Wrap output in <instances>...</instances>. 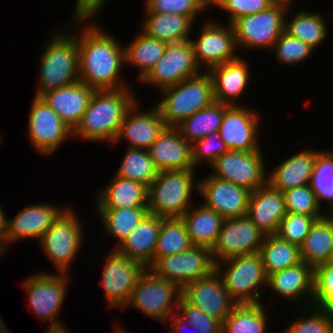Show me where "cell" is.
<instances>
[{
    "instance_id": "obj_12",
    "label": "cell",
    "mask_w": 333,
    "mask_h": 333,
    "mask_svg": "<svg viewBox=\"0 0 333 333\" xmlns=\"http://www.w3.org/2000/svg\"><path fill=\"white\" fill-rule=\"evenodd\" d=\"M200 73L192 44L185 40L169 43L163 56L140 83L155 85L160 92Z\"/></svg>"
},
{
    "instance_id": "obj_45",
    "label": "cell",
    "mask_w": 333,
    "mask_h": 333,
    "mask_svg": "<svg viewBox=\"0 0 333 333\" xmlns=\"http://www.w3.org/2000/svg\"><path fill=\"white\" fill-rule=\"evenodd\" d=\"M287 213L304 214L311 217H324L310 185L288 189L283 192Z\"/></svg>"
},
{
    "instance_id": "obj_10",
    "label": "cell",
    "mask_w": 333,
    "mask_h": 333,
    "mask_svg": "<svg viewBox=\"0 0 333 333\" xmlns=\"http://www.w3.org/2000/svg\"><path fill=\"white\" fill-rule=\"evenodd\" d=\"M149 269L182 289L185 285L210 275L215 270V263L211 249L192 246L181 253L158 258Z\"/></svg>"
},
{
    "instance_id": "obj_44",
    "label": "cell",
    "mask_w": 333,
    "mask_h": 333,
    "mask_svg": "<svg viewBox=\"0 0 333 333\" xmlns=\"http://www.w3.org/2000/svg\"><path fill=\"white\" fill-rule=\"evenodd\" d=\"M145 13L178 14L194 23L197 16L210 6V0H145Z\"/></svg>"
},
{
    "instance_id": "obj_50",
    "label": "cell",
    "mask_w": 333,
    "mask_h": 333,
    "mask_svg": "<svg viewBox=\"0 0 333 333\" xmlns=\"http://www.w3.org/2000/svg\"><path fill=\"white\" fill-rule=\"evenodd\" d=\"M176 313L200 333H221L222 324L219 321L206 315L200 308L188 304L182 297L178 301Z\"/></svg>"
},
{
    "instance_id": "obj_1",
    "label": "cell",
    "mask_w": 333,
    "mask_h": 333,
    "mask_svg": "<svg viewBox=\"0 0 333 333\" xmlns=\"http://www.w3.org/2000/svg\"><path fill=\"white\" fill-rule=\"evenodd\" d=\"M73 24L82 26L78 33L79 81L95 90L129 87L119 76L125 64L122 44L93 22Z\"/></svg>"
},
{
    "instance_id": "obj_47",
    "label": "cell",
    "mask_w": 333,
    "mask_h": 333,
    "mask_svg": "<svg viewBox=\"0 0 333 333\" xmlns=\"http://www.w3.org/2000/svg\"><path fill=\"white\" fill-rule=\"evenodd\" d=\"M272 50L276 51L275 56L279 63L290 66L305 61L314 51L308 44L290 36L285 31L279 36Z\"/></svg>"
},
{
    "instance_id": "obj_20",
    "label": "cell",
    "mask_w": 333,
    "mask_h": 333,
    "mask_svg": "<svg viewBox=\"0 0 333 333\" xmlns=\"http://www.w3.org/2000/svg\"><path fill=\"white\" fill-rule=\"evenodd\" d=\"M259 114L246 106L230 105L224 112L220 137L229 150L258 151Z\"/></svg>"
},
{
    "instance_id": "obj_3",
    "label": "cell",
    "mask_w": 333,
    "mask_h": 333,
    "mask_svg": "<svg viewBox=\"0 0 333 333\" xmlns=\"http://www.w3.org/2000/svg\"><path fill=\"white\" fill-rule=\"evenodd\" d=\"M57 32L43 49L35 97L79 81L78 31ZM76 34V35H75Z\"/></svg>"
},
{
    "instance_id": "obj_49",
    "label": "cell",
    "mask_w": 333,
    "mask_h": 333,
    "mask_svg": "<svg viewBox=\"0 0 333 333\" xmlns=\"http://www.w3.org/2000/svg\"><path fill=\"white\" fill-rule=\"evenodd\" d=\"M228 150V147L220 137L219 131L194 142L192 144V163L194 169L203 161L211 166L217 158L221 157Z\"/></svg>"
},
{
    "instance_id": "obj_56",
    "label": "cell",
    "mask_w": 333,
    "mask_h": 333,
    "mask_svg": "<svg viewBox=\"0 0 333 333\" xmlns=\"http://www.w3.org/2000/svg\"><path fill=\"white\" fill-rule=\"evenodd\" d=\"M272 4H276V5H283L286 7H290L291 3L293 2V0H269Z\"/></svg>"
},
{
    "instance_id": "obj_9",
    "label": "cell",
    "mask_w": 333,
    "mask_h": 333,
    "mask_svg": "<svg viewBox=\"0 0 333 333\" xmlns=\"http://www.w3.org/2000/svg\"><path fill=\"white\" fill-rule=\"evenodd\" d=\"M69 207L40 239L41 248L58 273H69L83 243V226Z\"/></svg>"
},
{
    "instance_id": "obj_7",
    "label": "cell",
    "mask_w": 333,
    "mask_h": 333,
    "mask_svg": "<svg viewBox=\"0 0 333 333\" xmlns=\"http://www.w3.org/2000/svg\"><path fill=\"white\" fill-rule=\"evenodd\" d=\"M181 289L171 281L146 268L138 278L126 306H132L149 317L165 323L176 314Z\"/></svg>"
},
{
    "instance_id": "obj_17",
    "label": "cell",
    "mask_w": 333,
    "mask_h": 333,
    "mask_svg": "<svg viewBox=\"0 0 333 333\" xmlns=\"http://www.w3.org/2000/svg\"><path fill=\"white\" fill-rule=\"evenodd\" d=\"M28 120V137L31 145L43 155L53 154L70 136L69 128L41 97L33 98Z\"/></svg>"
},
{
    "instance_id": "obj_59",
    "label": "cell",
    "mask_w": 333,
    "mask_h": 333,
    "mask_svg": "<svg viewBox=\"0 0 333 333\" xmlns=\"http://www.w3.org/2000/svg\"><path fill=\"white\" fill-rule=\"evenodd\" d=\"M325 216L331 221L332 226H333V211L326 213Z\"/></svg>"
},
{
    "instance_id": "obj_27",
    "label": "cell",
    "mask_w": 333,
    "mask_h": 333,
    "mask_svg": "<svg viewBox=\"0 0 333 333\" xmlns=\"http://www.w3.org/2000/svg\"><path fill=\"white\" fill-rule=\"evenodd\" d=\"M208 73L213 82L214 101L240 105L235 103V100L247 89L251 73L246 61L239 56L235 60L211 68Z\"/></svg>"
},
{
    "instance_id": "obj_4",
    "label": "cell",
    "mask_w": 333,
    "mask_h": 333,
    "mask_svg": "<svg viewBox=\"0 0 333 333\" xmlns=\"http://www.w3.org/2000/svg\"><path fill=\"white\" fill-rule=\"evenodd\" d=\"M156 107L166 127H176L183 120L214 102L213 82L206 71L161 90Z\"/></svg>"
},
{
    "instance_id": "obj_28",
    "label": "cell",
    "mask_w": 333,
    "mask_h": 333,
    "mask_svg": "<svg viewBox=\"0 0 333 333\" xmlns=\"http://www.w3.org/2000/svg\"><path fill=\"white\" fill-rule=\"evenodd\" d=\"M163 218L148 213L116 250L149 268L154 263L155 247Z\"/></svg>"
},
{
    "instance_id": "obj_22",
    "label": "cell",
    "mask_w": 333,
    "mask_h": 333,
    "mask_svg": "<svg viewBox=\"0 0 333 333\" xmlns=\"http://www.w3.org/2000/svg\"><path fill=\"white\" fill-rule=\"evenodd\" d=\"M138 104L139 102L136 101L127 111L112 145L125 139L129 143V148L148 150L166 127L156 106L144 113L141 110L139 112Z\"/></svg>"
},
{
    "instance_id": "obj_54",
    "label": "cell",
    "mask_w": 333,
    "mask_h": 333,
    "mask_svg": "<svg viewBox=\"0 0 333 333\" xmlns=\"http://www.w3.org/2000/svg\"><path fill=\"white\" fill-rule=\"evenodd\" d=\"M4 210L2 206L0 207V240L4 243V238L6 236L7 231V220L8 217L5 216Z\"/></svg>"
},
{
    "instance_id": "obj_58",
    "label": "cell",
    "mask_w": 333,
    "mask_h": 333,
    "mask_svg": "<svg viewBox=\"0 0 333 333\" xmlns=\"http://www.w3.org/2000/svg\"><path fill=\"white\" fill-rule=\"evenodd\" d=\"M120 326V327H119ZM114 333H128L127 331H124L123 327L121 328V325H118L115 330Z\"/></svg>"
},
{
    "instance_id": "obj_21",
    "label": "cell",
    "mask_w": 333,
    "mask_h": 333,
    "mask_svg": "<svg viewBox=\"0 0 333 333\" xmlns=\"http://www.w3.org/2000/svg\"><path fill=\"white\" fill-rule=\"evenodd\" d=\"M51 203L25 206L16 216L7 220V231L4 238L5 247L19 239H41L42 235L69 208L63 210Z\"/></svg>"
},
{
    "instance_id": "obj_23",
    "label": "cell",
    "mask_w": 333,
    "mask_h": 333,
    "mask_svg": "<svg viewBox=\"0 0 333 333\" xmlns=\"http://www.w3.org/2000/svg\"><path fill=\"white\" fill-rule=\"evenodd\" d=\"M287 211L283 192L268 182L250 193L247 216L265 234H277Z\"/></svg>"
},
{
    "instance_id": "obj_36",
    "label": "cell",
    "mask_w": 333,
    "mask_h": 333,
    "mask_svg": "<svg viewBox=\"0 0 333 333\" xmlns=\"http://www.w3.org/2000/svg\"><path fill=\"white\" fill-rule=\"evenodd\" d=\"M259 253L267 275L302 262L300 247L290 244L277 234L265 235Z\"/></svg>"
},
{
    "instance_id": "obj_2",
    "label": "cell",
    "mask_w": 333,
    "mask_h": 333,
    "mask_svg": "<svg viewBox=\"0 0 333 333\" xmlns=\"http://www.w3.org/2000/svg\"><path fill=\"white\" fill-rule=\"evenodd\" d=\"M136 101L128 87L95 90L73 136L113 144L127 111Z\"/></svg>"
},
{
    "instance_id": "obj_52",
    "label": "cell",
    "mask_w": 333,
    "mask_h": 333,
    "mask_svg": "<svg viewBox=\"0 0 333 333\" xmlns=\"http://www.w3.org/2000/svg\"><path fill=\"white\" fill-rule=\"evenodd\" d=\"M107 0H76L73 19L74 21H90L103 8ZM91 18V19H90Z\"/></svg>"
},
{
    "instance_id": "obj_41",
    "label": "cell",
    "mask_w": 333,
    "mask_h": 333,
    "mask_svg": "<svg viewBox=\"0 0 333 333\" xmlns=\"http://www.w3.org/2000/svg\"><path fill=\"white\" fill-rule=\"evenodd\" d=\"M309 185L315 193L316 200L322 207V202L330 205L326 213L333 211V151L324 150L316 153L313 172ZM322 201V202H321ZM330 203V204H329Z\"/></svg>"
},
{
    "instance_id": "obj_30",
    "label": "cell",
    "mask_w": 333,
    "mask_h": 333,
    "mask_svg": "<svg viewBox=\"0 0 333 333\" xmlns=\"http://www.w3.org/2000/svg\"><path fill=\"white\" fill-rule=\"evenodd\" d=\"M318 150L305 149L287 158L267 176V182L278 191L309 185Z\"/></svg>"
},
{
    "instance_id": "obj_13",
    "label": "cell",
    "mask_w": 333,
    "mask_h": 333,
    "mask_svg": "<svg viewBox=\"0 0 333 333\" xmlns=\"http://www.w3.org/2000/svg\"><path fill=\"white\" fill-rule=\"evenodd\" d=\"M262 151L228 150L211 165L210 175L255 191L267 183Z\"/></svg>"
},
{
    "instance_id": "obj_31",
    "label": "cell",
    "mask_w": 333,
    "mask_h": 333,
    "mask_svg": "<svg viewBox=\"0 0 333 333\" xmlns=\"http://www.w3.org/2000/svg\"><path fill=\"white\" fill-rule=\"evenodd\" d=\"M181 218L193 246L213 248L224 221L221 215L199 204L196 208L190 207Z\"/></svg>"
},
{
    "instance_id": "obj_11",
    "label": "cell",
    "mask_w": 333,
    "mask_h": 333,
    "mask_svg": "<svg viewBox=\"0 0 333 333\" xmlns=\"http://www.w3.org/2000/svg\"><path fill=\"white\" fill-rule=\"evenodd\" d=\"M68 274L52 275L42 272L37 275L34 274L22 282V286L29 297L27 308H31V311L35 313L39 320L50 322L49 326L63 324L56 317L61 311L67 293L66 290L68 291Z\"/></svg>"
},
{
    "instance_id": "obj_35",
    "label": "cell",
    "mask_w": 333,
    "mask_h": 333,
    "mask_svg": "<svg viewBox=\"0 0 333 333\" xmlns=\"http://www.w3.org/2000/svg\"><path fill=\"white\" fill-rule=\"evenodd\" d=\"M229 106L214 101L210 106L183 120L176 128L188 143L193 144L207 135L219 131L224 112Z\"/></svg>"
},
{
    "instance_id": "obj_51",
    "label": "cell",
    "mask_w": 333,
    "mask_h": 333,
    "mask_svg": "<svg viewBox=\"0 0 333 333\" xmlns=\"http://www.w3.org/2000/svg\"><path fill=\"white\" fill-rule=\"evenodd\" d=\"M210 5L218 6L229 14L228 24L237 18L262 12L272 5L269 0H210Z\"/></svg>"
},
{
    "instance_id": "obj_38",
    "label": "cell",
    "mask_w": 333,
    "mask_h": 333,
    "mask_svg": "<svg viewBox=\"0 0 333 333\" xmlns=\"http://www.w3.org/2000/svg\"><path fill=\"white\" fill-rule=\"evenodd\" d=\"M263 305L237 304L223 321L221 333H265L267 314Z\"/></svg>"
},
{
    "instance_id": "obj_53",
    "label": "cell",
    "mask_w": 333,
    "mask_h": 333,
    "mask_svg": "<svg viewBox=\"0 0 333 333\" xmlns=\"http://www.w3.org/2000/svg\"><path fill=\"white\" fill-rule=\"evenodd\" d=\"M165 323L170 324L169 325L170 326V329H169L170 333H183L184 332L183 329L190 325L188 322H186L182 318H180L177 315V313L170 316L169 319ZM191 327L195 332L200 333V331H198L195 327H193V326H191Z\"/></svg>"
},
{
    "instance_id": "obj_37",
    "label": "cell",
    "mask_w": 333,
    "mask_h": 333,
    "mask_svg": "<svg viewBox=\"0 0 333 333\" xmlns=\"http://www.w3.org/2000/svg\"><path fill=\"white\" fill-rule=\"evenodd\" d=\"M320 12L299 11L291 18L285 20V32L295 37L313 49L324 42L328 28Z\"/></svg>"
},
{
    "instance_id": "obj_14",
    "label": "cell",
    "mask_w": 333,
    "mask_h": 333,
    "mask_svg": "<svg viewBox=\"0 0 333 333\" xmlns=\"http://www.w3.org/2000/svg\"><path fill=\"white\" fill-rule=\"evenodd\" d=\"M265 234L247 215L224 219L211 249L214 263L260 251Z\"/></svg>"
},
{
    "instance_id": "obj_5",
    "label": "cell",
    "mask_w": 333,
    "mask_h": 333,
    "mask_svg": "<svg viewBox=\"0 0 333 333\" xmlns=\"http://www.w3.org/2000/svg\"><path fill=\"white\" fill-rule=\"evenodd\" d=\"M195 169L160 171L148 186V213L164 218L181 217L192 206L190 199L195 182Z\"/></svg>"
},
{
    "instance_id": "obj_25",
    "label": "cell",
    "mask_w": 333,
    "mask_h": 333,
    "mask_svg": "<svg viewBox=\"0 0 333 333\" xmlns=\"http://www.w3.org/2000/svg\"><path fill=\"white\" fill-rule=\"evenodd\" d=\"M158 171L194 169L192 144L176 127H165L148 149Z\"/></svg>"
},
{
    "instance_id": "obj_16",
    "label": "cell",
    "mask_w": 333,
    "mask_h": 333,
    "mask_svg": "<svg viewBox=\"0 0 333 333\" xmlns=\"http://www.w3.org/2000/svg\"><path fill=\"white\" fill-rule=\"evenodd\" d=\"M111 251L103 263L101 286L109 308H125L139 276L146 268L138 261L120 254L116 249Z\"/></svg>"
},
{
    "instance_id": "obj_19",
    "label": "cell",
    "mask_w": 333,
    "mask_h": 333,
    "mask_svg": "<svg viewBox=\"0 0 333 333\" xmlns=\"http://www.w3.org/2000/svg\"><path fill=\"white\" fill-rule=\"evenodd\" d=\"M202 179L198 181V193L202 195L205 207L214 210L224 219L247 215L251 191L210 174Z\"/></svg>"
},
{
    "instance_id": "obj_24",
    "label": "cell",
    "mask_w": 333,
    "mask_h": 333,
    "mask_svg": "<svg viewBox=\"0 0 333 333\" xmlns=\"http://www.w3.org/2000/svg\"><path fill=\"white\" fill-rule=\"evenodd\" d=\"M314 269L304 261L268 275L267 287L279 297L301 302V307L313 305ZM303 302V304H302Z\"/></svg>"
},
{
    "instance_id": "obj_42",
    "label": "cell",
    "mask_w": 333,
    "mask_h": 333,
    "mask_svg": "<svg viewBox=\"0 0 333 333\" xmlns=\"http://www.w3.org/2000/svg\"><path fill=\"white\" fill-rule=\"evenodd\" d=\"M158 173L148 150L127 147L121 166L115 175L140 182L148 187Z\"/></svg>"
},
{
    "instance_id": "obj_8",
    "label": "cell",
    "mask_w": 333,
    "mask_h": 333,
    "mask_svg": "<svg viewBox=\"0 0 333 333\" xmlns=\"http://www.w3.org/2000/svg\"><path fill=\"white\" fill-rule=\"evenodd\" d=\"M288 9L283 5L272 4L262 12L234 20L231 26L237 48L272 49L279 36L285 31V17H287Z\"/></svg>"
},
{
    "instance_id": "obj_26",
    "label": "cell",
    "mask_w": 333,
    "mask_h": 333,
    "mask_svg": "<svg viewBox=\"0 0 333 333\" xmlns=\"http://www.w3.org/2000/svg\"><path fill=\"white\" fill-rule=\"evenodd\" d=\"M95 89L77 81L44 93L41 98L72 130L79 124Z\"/></svg>"
},
{
    "instance_id": "obj_15",
    "label": "cell",
    "mask_w": 333,
    "mask_h": 333,
    "mask_svg": "<svg viewBox=\"0 0 333 333\" xmlns=\"http://www.w3.org/2000/svg\"><path fill=\"white\" fill-rule=\"evenodd\" d=\"M221 23L205 21L198 38L190 39L196 62L200 69L205 67L206 72L239 57L231 24Z\"/></svg>"
},
{
    "instance_id": "obj_39",
    "label": "cell",
    "mask_w": 333,
    "mask_h": 333,
    "mask_svg": "<svg viewBox=\"0 0 333 333\" xmlns=\"http://www.w3.org/2000/svg\"><path fill=\"white\" fill-rule=\"evenodd\" d=\"M107 234L115 237L116 249L137 227L144 216L148 214V208H120V209H96Z\"/></svg>"
},
{
    "instance_id": "obj_48",
    "label": "cell",
    "mask_w": 333,
    "mask_h": 333,
    "mask_svg": "<svg viewBox=\"0 0 333 333\" xmlns=\"http://www.w3.org/2000/svg\"><path fill=\"white\" fill-rule=\"evenodd\" d=\"M323 217H311L304 214L286 213L277 232L283 240L301 246L316 220Z\"/></svg>"
},
{
    "instance_id": "obj_46",
    "label": "cell",
    "mask_w": 333,
    "mask_h": 333,
    "mask_svg": "<svg viewBox=\"0 0 333 333\" xmlns=\"http://www.w3.org/2000/svg\"><path fill=\"white\" fill-rule=\"evenodd\" d=\"M313 306L333 312V260L314 268Z\"/></svg>"
},
{
    "instance_id": "obj_6",
    "label": "cell",
    "mask_w": 333,
    "mask_h": 333,
    "mask_svg": "<svg viewBox=\"0 0 333 333\" xmlns=\"http://www.w3.org/2000/svg\"><path fill=\"white\" fill-rule=\"evenodd\" d=\"M215 270L237 304L260 303L259 288L267 286L268 275L259 252L220 261Z\"/></svg>"
},
{
    "instance_id": "obj_32",
    "label": "cell",
    "mask_w": 333,
    "mask_h": 333,
    "mask_svg": "<svg viewBox=\"0 0 333 333\" xmlns=\"http://www.w3.org/2000/svg\"><path fill=\"white\" fill-rule=\"evenodd\" d=\"M145 14L141 31L147 36L167 44L191 39L190 31L194 29L195 23L189 17L178 14Z\"/></svg>"
},
{
    "instance_id": "obj_57",
    "label": "cell",
    "mask_w": 333,
    "mask_h": 333,
    "mask_svg": "<svg viewBox=\"0 0 333 333\" xmlns=\"http://www.w3.org/2000/svg\"><path fill=\"white\" fill-rule=\"evenodd\" d=\"M6 250L7 247H5L4 243L0 240V256L2 255V253L4 254Z\"/></svg>"
},
{
    "instance_id": "obj_18",
    "label": "cell",
    "mask_w": 333,
    "mask_h": 333,
    "mask_svg": "<svg viewBox=\"0 0 333 333\" xmlns=\"http://www.w3.org/2000/svg\"><path fill=\"white\" fill-rule=\"evenodd\" d=\"M181 297L188 304L200 308L206 315L221 324L237 305L225 289L216 270L208 276L185 285L181 289Z\"/></svg>"
},
{
    "instance_id": "obj_43",
    "label": "cell",
    "mask_w": 333,
    "mask_h": 333,
    "mask_svg": "<svg viewBox=\"0 0 333 333\" xmlns=\"http://www.w3.org/2000/svg\"><path fill=\"white\" fill-rule=\"evenodd\" d=\"M302 308V311L305 310L304 314L291 322L283 333H333L332 311L313 305Z\"/></svg>"
},
{
    "instance_id": "obj_29",
    "label": "cell",
    "mask_w": 333,
    "mask_h": 333,
    "mask_svg": "<svg viewBox=\"0 0 333 333\" xmlns=\"http://www.w3.org/2000/svg\"><path fill=\"white\" fill-rule=\"evenodd\" d=\"M94 200L97 209L148 208V187L118 175H113Z\"/></svg>"
},
{
    "instance_id": "obj_55",
    "label": "cell",
    "mask_w": 333,
    "mask_h": 333,
    "mask_svg": "<svg viewBox=\"0 0 333 333\" xmlns=\"http://www.w3.org/2000/svg\"><path fill=\"white\" fill-rule=\"evenodd\" d=\"M70 331L65 328V325H57V326H48L46 332L44 333H69Z\"/></svg>"
},
{
    "instance_id": "obj_34",
    "label": "cell",
    "mask_w": 333,
    "mask_h": 333,
    "mask_svg": "<svg viewBox=\"0 0 333 333\" xmlns=\"http://www.w3.org/2000/svg\"><path fill=\"white\" fill-rule=\"evenodd\" d=\"M167 45L166 42L151 38L140 30V34L124 47L125 63L140 70L138 74L140 82L163 56Z\"/></svg>"
},
{
    "instance_id": "obj_33",
    "label": "cell",
    "mask_w": 333,
    "mask_h": 333,
    "mask_svg": "<svg viewBox=\"0 0 333 333\" xmlns=\"http://www.w3.org/2000/svg\"><path fill=\"white\" fill-rule=\"evenodd\" d=\"M302 261L313 269L333 260V226L324 216L315 221L300 246Z\"/></svg>"
},
{
    "instance_id": "obj_40",
    "label": "cell",
    "mask_w": 333,
    "mask_h": 333,
    "mask_svg": "<svg viewBox=\"0 0 333 333\" xmlns=\"http://www.w3.org/2000/svg\"><path fill=\"white\" fill-rule=\"evenodd\" d=\"M192 246L181 217L163 218L156 242L154 262L160 257L181 253Z\"/></svg>"
}]
</instances>
